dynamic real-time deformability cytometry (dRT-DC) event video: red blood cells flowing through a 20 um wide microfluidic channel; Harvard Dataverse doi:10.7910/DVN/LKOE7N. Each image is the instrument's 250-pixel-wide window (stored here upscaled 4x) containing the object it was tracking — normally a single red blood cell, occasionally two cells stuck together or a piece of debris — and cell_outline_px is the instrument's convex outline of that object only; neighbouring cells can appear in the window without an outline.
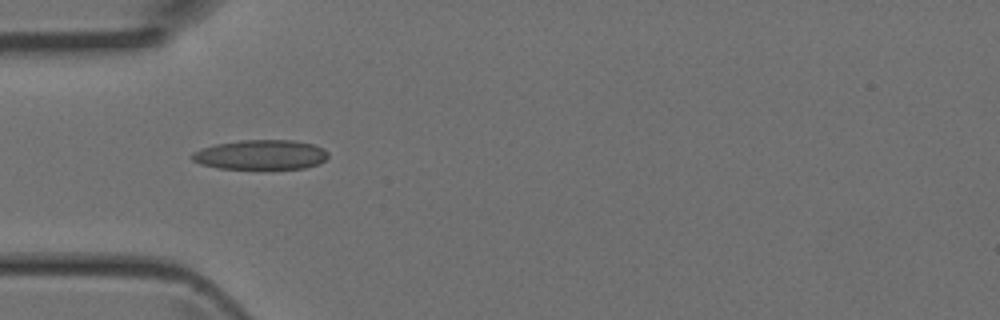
{"species": "Egyptian fruit bat (a non-hibernating species)", "species_latin": "Rousettus aegyptiacus", "temperature_condition": "room temperature", "stored_images_in_passage": 4, "camera_frame_rate_fps": 3000, "um_per_image_px": 0.085, "animal": {"sex": "female"}, "frame": {"image": 1, "passage_image": 3, "time_ms": 0.667, "image_size_px": [1000, 320], "cell_outline_px": [[328, 156], [320, 164], [304, 168], [220, 168], [200, 164], [192, 160], [192, 152], [200, 148], [216, 144], [240, 140], [292, 140], [312, 144], [324, 148], [328, 152]], "centroid_in_image_um": [22.17, 13.14], "position_along_channel_um": 62.8, "area_um2": 23.47}}
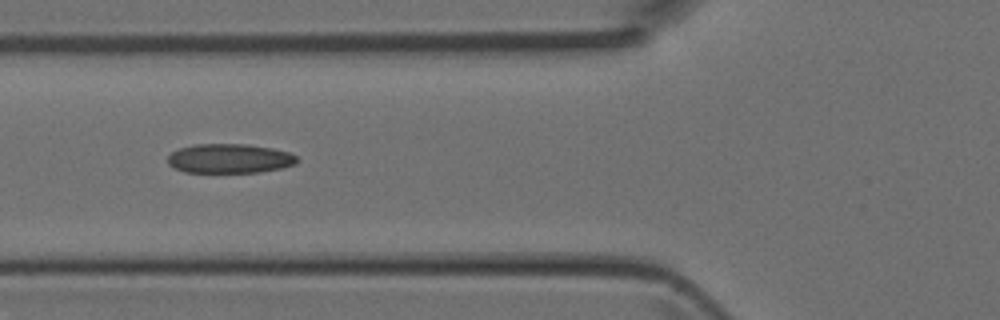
{"frame": {"image": 2, "passage_image": 4, "time_ms": 1.0, "image_size_px": [1000, 320], "cell_outline_px": [[296, 164], [280, 168], [260, 172], [184, 172], [168, 164], [168, 156], [172, 152], [180, 148], [196, 144], [244, 144], [272, 148], [288, 152], [296, 156]], "centroid_in_image_um": [19.5, 13.47], "position_along_channel_um": 106.3, "area_um2": 21.91}}